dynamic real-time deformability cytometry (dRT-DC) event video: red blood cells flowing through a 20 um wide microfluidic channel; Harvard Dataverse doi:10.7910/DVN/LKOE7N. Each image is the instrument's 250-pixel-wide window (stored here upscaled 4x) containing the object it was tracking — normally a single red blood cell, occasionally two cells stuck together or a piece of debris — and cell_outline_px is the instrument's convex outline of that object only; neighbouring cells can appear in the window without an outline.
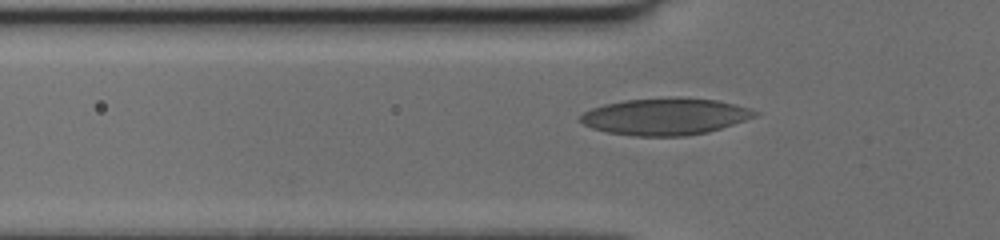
{"species": "human", "species_latin": "Homo sapiens", "temperature_condition": "cold", "stored_images_in_passage": 39, "camera_frame_rate_fps": 3000, "um_per_image_px": 0.085, "donor": {"sex": "female"}, "frame": {"image": 1, "passage_image": 6, "time_ms": 1.667, "image_size_px": [1000, 240], "cell_outline_px": [[760, 112], [744, 120], [708, 132], [684, 136], [632, 136], [608, 132], [592, 128], [584, 124], [580, 120], [580, 116], [584, 112], [592, 108], [604, 104], [624, 100], [668, 96], [680, 96], [716, 100], [748, 108]], "centroid_in_image_um": [56.5, 9.89], "position_along_channel_um": 69.3, "area_um2": 37.45}}
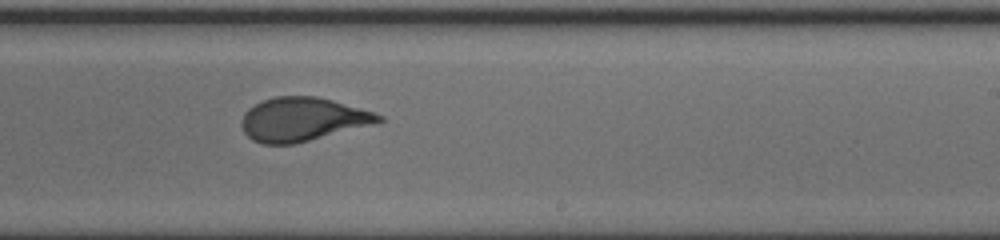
{"frame": {"image": 2, "passage_image": 20, "time_ms": 6.333, "image_size_px": [1000, 240], "cell_outline_px": [[384, 120], [308, 140], [292, 144], [264, 144], [252, 140], [244, 132], [240, 124], [240, 120], [244, 112], [248, 108], [264, 100], [276, 96], [316, 96], [332, 100], [360, 108], [384, 116]], "centroid_in_image_um": [25.63, 10.13], "position_along_channel_um": 263.4, "area_um2": 34.22}}
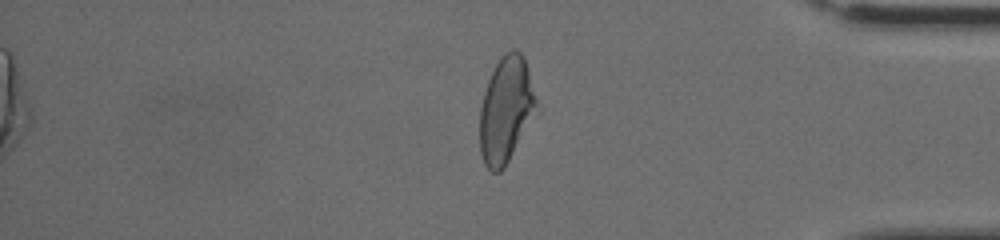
{"frame": {"image": 3, "passage_image": 31, "time_ms": 10.0, "image_size_px": [1000, 240], "cell_outline_px": [[536, 104], [504, 168], [500, 172], [492, 172], [484, 164], [480, 152], [480, 108], [484, 92], [488, 80], [500, 56], [512, 48], [516, 48], [524, 56], [536, 100]], "centroid_in_image_um": [42.94, 9.28], "position_along_channel_um": 392.3, "area_um2": 33.64}}